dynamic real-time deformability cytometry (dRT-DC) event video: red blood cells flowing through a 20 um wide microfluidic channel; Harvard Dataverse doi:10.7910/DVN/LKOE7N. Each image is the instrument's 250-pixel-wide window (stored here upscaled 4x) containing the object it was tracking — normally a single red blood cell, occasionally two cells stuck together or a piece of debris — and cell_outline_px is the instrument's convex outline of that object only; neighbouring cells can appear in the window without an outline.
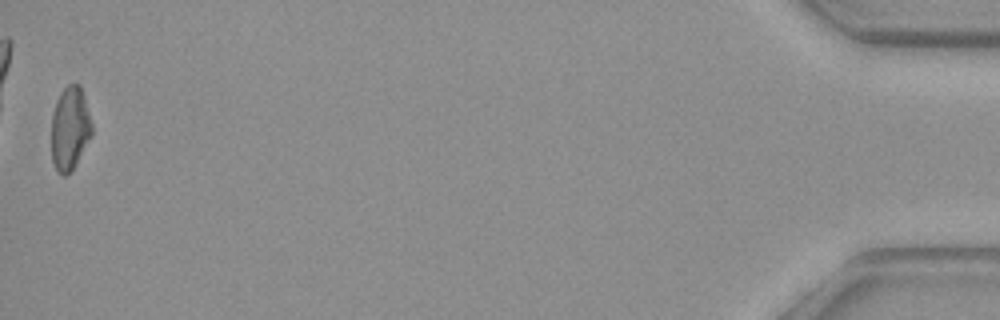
{"species": "common noctule bat (a hibernating species)", "species_latin": "Nyctalus noctula", "temperature_condition": "warm", "stored_images_in_passage": 36, "camera_frame_rate_fps": 3000, "um_per_image_px": 0.085, "animal": {"sex": "female", "body_mass_g": 29.2, "forearm_length_mm": 56.3}, "frame": {"image": 1, "passage_image": 36, "time_ms": 11.667, "image_size_px": [1000, 320], "cell_outline_px": [[92, 136], [72, 168], [64, 176], [60, 176], [56, 172], [52, 160], [52, 112], [56, 100], [60, 92], [68, 84], [80, 84], [84, 96], [92, 124]], "centroid_in_image_um": [5.93, 10.9], "position_along_channel_um": 429.3, "area_um2": 19.65}}